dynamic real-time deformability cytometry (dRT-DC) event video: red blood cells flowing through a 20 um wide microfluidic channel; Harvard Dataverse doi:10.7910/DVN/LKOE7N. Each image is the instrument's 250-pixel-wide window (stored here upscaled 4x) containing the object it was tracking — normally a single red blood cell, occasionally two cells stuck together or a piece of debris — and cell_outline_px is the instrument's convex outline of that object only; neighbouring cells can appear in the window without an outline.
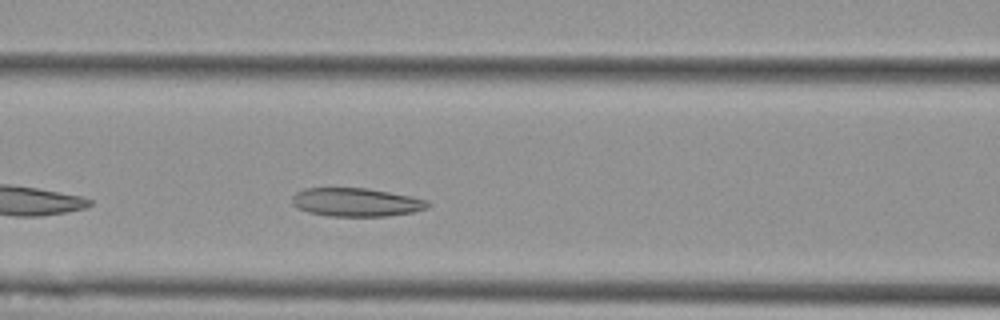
{"species": "Egyptian fruit bat (a non-hibernating species)", "species_latin": "Rousettus aegyptiacus", "temperature_condition": "cold", "stored_images_in_passage": 36, "camera_frame_rate_fps": 3000, "um_per_image_px": 0.085, "animal": {"sex": "female"}, "frame": {"image": 1, "passage_image": 8, "time_ms": 2.333, "image_size_px": [1000, 320], "cell_outline_px": [[432, 204], [428, 208], [412, 212], [388, 216], [328, 216], [308, 212], [292, 204], [292, 196], [296, 192], [304, 188], [368, 188], [412, 196], [428, 200]], "centroid_in_image_um": [30.31, 17.18], "position_along_channel_um": 136.3, "area_um2": 22.66}}
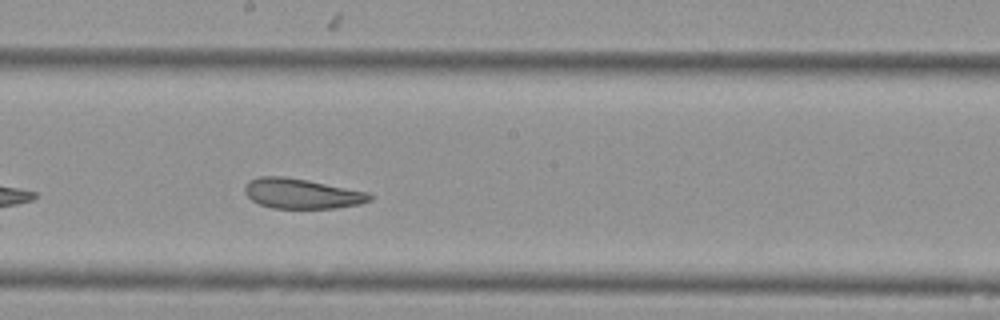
{"frame": {"image": 2, "passage_image": 15, "time_ms": 4.667, "image_size_px": [1000, 320], "cell_outline_px": [[372, 200], [360, 204], [336, 208], [272, 208], [260, 204], [252, 200], [244, 192], [244, 188], [252, 180], [260, 176], [284, 176], [308, 180], [368, 192], [372, 196]], "centroid_in_image_um": [25.67, 16.46], "position_along_channel_um": 222.5, "area_um2": 21.73}}
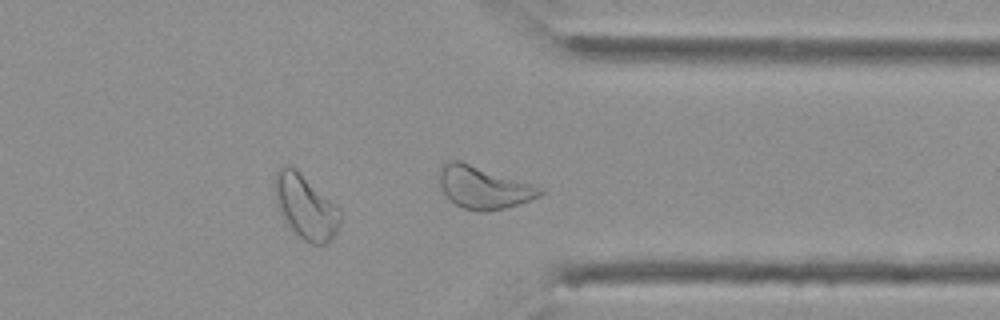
{"frame": {"image": 3, "passage_image": 27, "time_ms": 8.667, "image_size_px": [1000, 320], "cell_outline_px": [[340, 224], [336, 232], [324, 244], [312, 244], [304, 240], [292, 228], [276, 204], [272, 188], [272, 184], [276, 172], [284, 164], [288, 164], [340, 208]], "centroid_in_image_um": [25.94, 17.55], "position_along_channel_um": 385.5, "area_um2": 23.81}, "authors_computed_cell_mechanics": {"area_um2": 22.831, "velocity_mm_per_s": 3.7139, "shape_relaxation_time_tau1_ms": null, "shape_relaxation_time_tau2_ms": 3.0632, "deformation_change_tau1": null, "deformation_change_tau2": 0.0936}}